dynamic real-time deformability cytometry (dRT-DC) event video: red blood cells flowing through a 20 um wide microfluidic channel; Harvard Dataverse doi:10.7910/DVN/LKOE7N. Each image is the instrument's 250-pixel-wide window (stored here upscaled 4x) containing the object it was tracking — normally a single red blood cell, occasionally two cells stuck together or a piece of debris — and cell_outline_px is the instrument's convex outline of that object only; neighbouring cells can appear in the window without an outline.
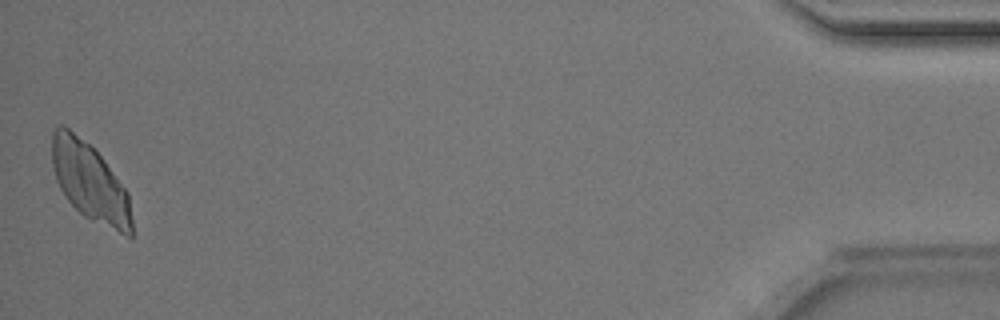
{"species": "Egyptian fruit bat (a non-hibernating species)", "species_latin": "Rousettus aegyptiacus", "temperature_condition": "room temperature", "stored_images_in_passage": 48, "camera_frame_rate_fps": 3000, "um_per_image_px": 0.085, "animal": {"sex": "male"}, "frame": {"image": 1, "passage_image": 48, "time_ms": 15.667, "image_size_px": [1000, 320], "cell_outline_px": [[132, 236], [128, 236], [84, 216], [68, 200], [60, 188], [56, 180], [52, 164], [52, 132], [60, 124], [64, 124], [88, 144], [104, 160], [128, 192], [132, 220]], "centroid_in_image_um": [7.63, 15.45], "position_along_channel_um": 427.6, "area_um2": 35.95}}